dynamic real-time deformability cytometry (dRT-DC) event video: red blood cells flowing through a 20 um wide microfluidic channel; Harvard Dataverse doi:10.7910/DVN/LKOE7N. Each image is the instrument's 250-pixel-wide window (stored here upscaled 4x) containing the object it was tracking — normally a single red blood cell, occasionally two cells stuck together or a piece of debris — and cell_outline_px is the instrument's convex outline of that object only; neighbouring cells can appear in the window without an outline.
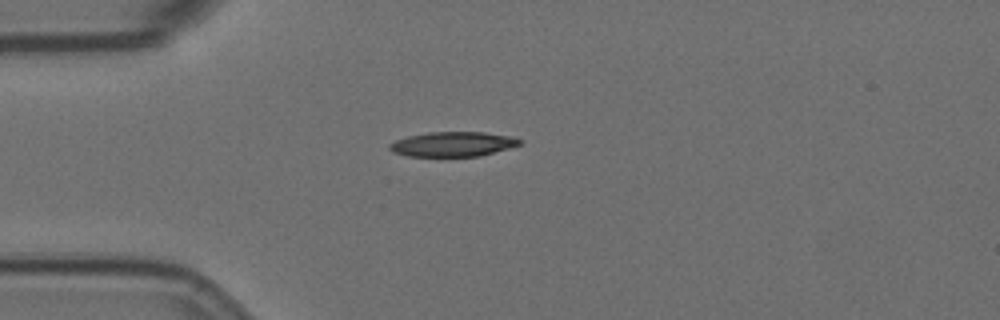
{"species": "Egyptian fruit bat (a non-hibernating species)", "species_latin": "Rousettus aegyptiacus", "temperature_condition": "room temperature", "stored_images_in_passage": 43, "camera_frame_rate_fps": 3000, "um_per_image_px": 0.085, "animal": {"sex": "female"}, "frame": {"image": 1, "passage_image": 1, "time_ms": 0.0, "image_size_px": [1000, 320], "cell_outline_px": [[524, 140], [520, 144], [508, 148], [480, 156], [408, 156], [392, 152], [388, 148], [388, 144], [396, 140], [408, 136], [428, 132], [484, 132], [512, 136]], "centroid_in_image_um": [38.48, 12.24], "position_along_channel_um": 46.5, "area_um2": 18.79}}
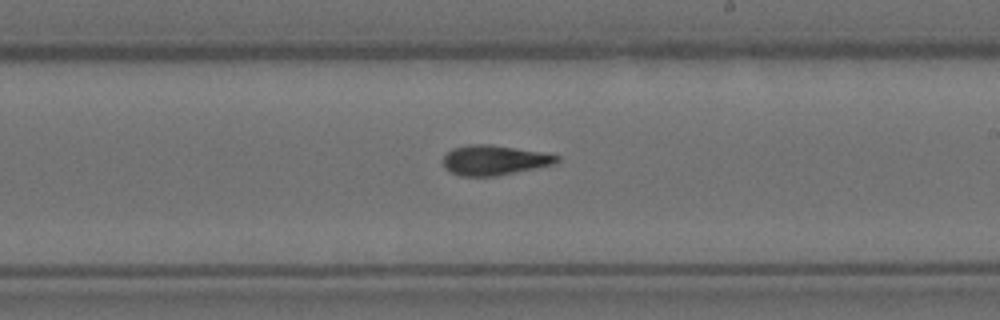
{"frame": {"image": 2, "passage_image": 19, "time_ms": 6.0, "image_size_px": [1000, 320], "cell_outline_px": [[560, 160], [552, 164], [536, 168], [496, 176], [460, 176], [448, 172], [444, 168], [444, 156], [452, 148], [468, 144], [488, 144], [544, 152], [560, 156]], "centroid_in_image_um": [41.99, 13.61], "position_along_channel_um": 247.0, "area_um2": 19.88}}
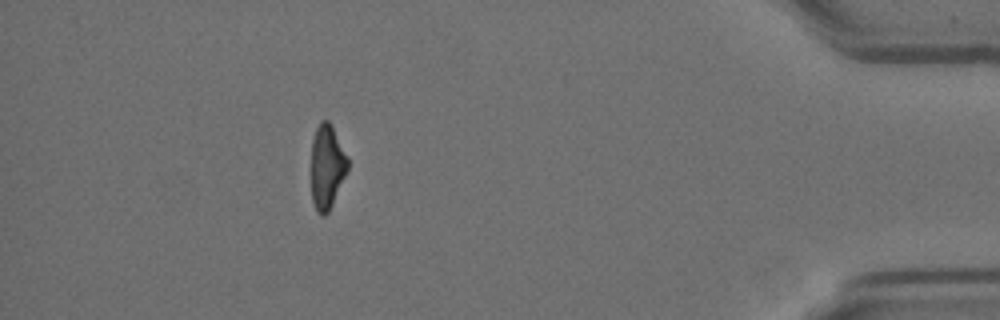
{"frame": {"image": 3, "passage_image": 37, "time_ms": 12.0, "image_size_px": [1000, 320], "cell_outline_px": [[348, 168], [332, 204], [328, 212], [324, 216], [320, 216], [316, 212], [312, 200], [312, 140], [316, 128], [320, 120], [328, 120], [332, 124], [348, 160]], "centroid_in_image_um": [27.77, 14.17], "position_along_channel_um": 407.4, "area_um2": 17.74}, "authors_computed_cell_mechanics": {"area_um2": 19.3052, "velocity_mm_per_s": 3.5799, "shape_relaxation_time_tau1_ms": 9.7261, "shape_relaxation_time_tau2_ms": 3.0478, "deformation_change_tau1": 0.253, "deformation_change_tau2": 0.1148}}